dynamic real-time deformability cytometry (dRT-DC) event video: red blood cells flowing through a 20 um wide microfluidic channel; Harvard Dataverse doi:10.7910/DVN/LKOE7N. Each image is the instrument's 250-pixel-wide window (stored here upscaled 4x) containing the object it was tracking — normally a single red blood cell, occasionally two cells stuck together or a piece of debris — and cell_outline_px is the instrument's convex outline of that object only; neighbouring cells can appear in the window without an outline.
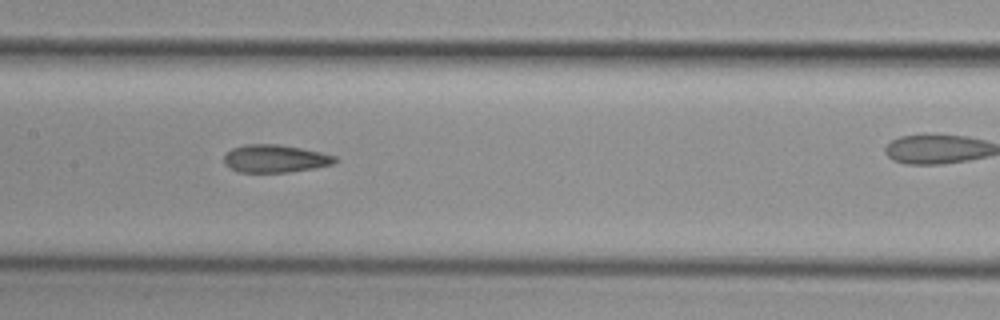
{"species": "common noctule bat (a hibernating species)", "species_latin": "Nyctalus noctula", "temperature_condition": "cold", "stored_images_in_passage": 11, "camera_frame_rate_fps": 3000, "um_per_image_px": 0.085, "animal": {"sex": "female", "body_mass_g": 29.2, "forearm_length_mm": 56.3}, "frame": {"image": 1, "passage_image": 7, "time_ms": 9.0, "image_size_px": [1000, 320], "cell_outline_px": [[340, 160], [332, 164], [312, 168], [288, 172], [236, 172], [224, 164], [224, 156], [232, 148], [244, 144], [280, 144], [320, 152], [336, 156]], "centroid_in_image_um": [23.37, 13.48], "position_along_channel_um": 184.0, "area_um2": 17.98}}
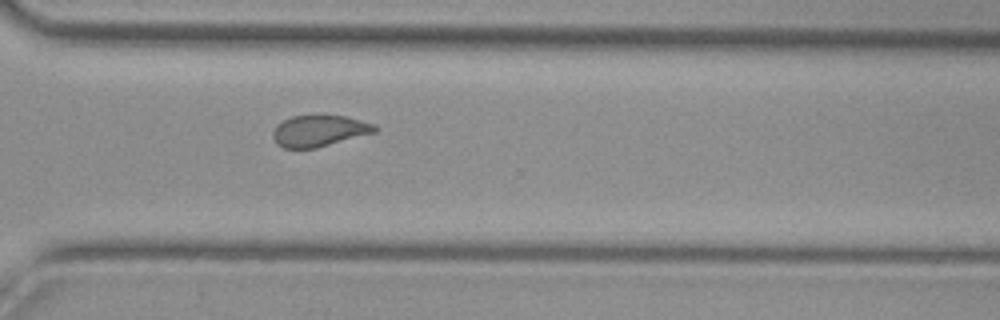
{"frame": {"image": 2, "passage_image": 11, "time_ms": 14.667, "image_size_px": [1000, 320], "cell_outline_px": [[380, 128], [376, 132], [316, 148], [284, 148], [276, 144], [272, 136], [272, 132], [276, 124], [292, 116], [348, 116], [376, 124]], "centroid_in_image_um": [27.15, 11.12], "position_along_channel_um": 343.4, "area_um2": 18.73}}